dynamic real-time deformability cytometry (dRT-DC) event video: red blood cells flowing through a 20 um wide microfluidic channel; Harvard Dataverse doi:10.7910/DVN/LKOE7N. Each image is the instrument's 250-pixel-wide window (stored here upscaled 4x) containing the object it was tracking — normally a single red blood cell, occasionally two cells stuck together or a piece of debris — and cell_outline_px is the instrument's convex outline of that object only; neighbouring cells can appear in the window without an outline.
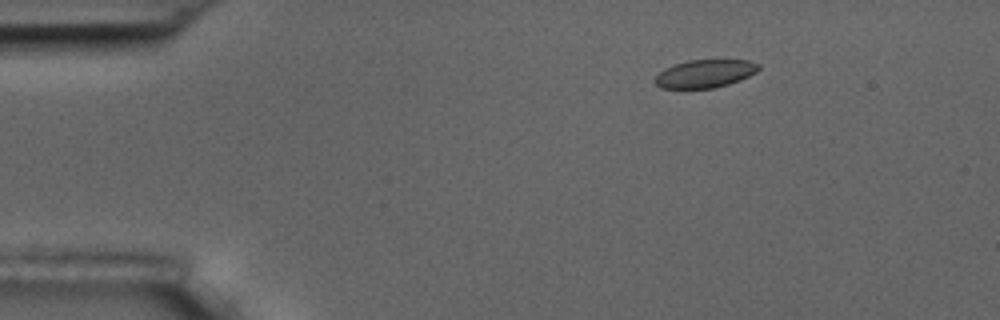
{"species": "common noctule bat (a hibernating species)", "species_latin": "Nyctalus noctula", "temperature_condition": "room temperature", "stored_images_in_passage": 6, "segment_of_instrument_passage": [2, 2], "camera_frame_rate_fps": 3000, "um_per_image_px": 0.085, "animal": {"sex": "male", "body_mass_g": 17.5, "forearm_length_mm": 52.3}, "frame": {"image": 1, "passage_image": 6, "time_ms": 6.667, "image_size_px": [1000, 320], "cell_outline_px": [[760, 68], [756, 72], [740, 80], [728, 84], [712, 88], [660, 88], [656, 84], [656, 76], [664, 68], [688, 60], [748, 60], [760, 64]], "centroid_in_image_um": [59.94, 6.25], "position_along_channel_um": 25.1, "area_um2": 16.76}}